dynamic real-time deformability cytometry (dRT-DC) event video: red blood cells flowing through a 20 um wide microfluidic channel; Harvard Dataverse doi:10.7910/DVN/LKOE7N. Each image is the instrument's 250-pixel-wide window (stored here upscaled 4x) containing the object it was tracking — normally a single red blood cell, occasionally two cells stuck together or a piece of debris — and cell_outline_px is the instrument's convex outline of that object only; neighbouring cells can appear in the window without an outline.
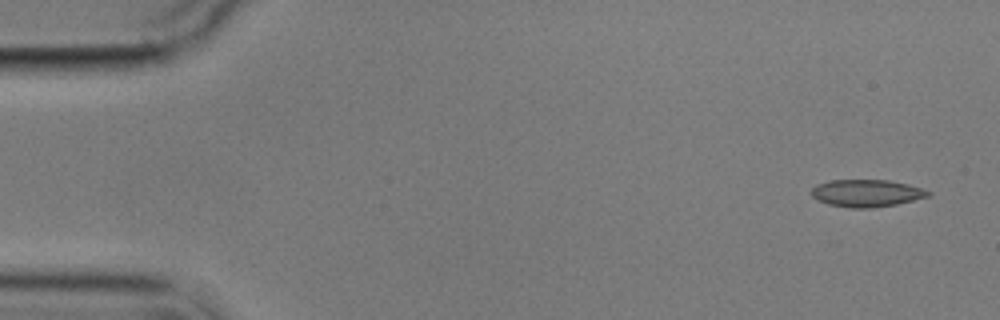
{"species": "common noctule bat (a hibernating species)", "species_latin": "Nyctalus noctula", "temperature_condition": "cold", "stored_images_in_passage": 4, "camera_frame_rate_fps": 3000, "um_per_image_px": 0.085, "animal": {"sex": "male", "body_mass_g": 17.9}, "frame": {"image": 1, "passage_image": 1, "time_ms": 0.0, "image_size_px": [1000, 320], "cell_outline_px": [[932, 196], [896, 204], [872, 208], [848, 208], [828, 204], [812, 196], [812, 188], [816, 184], [832, 180], [888, 180], [908, 184], [932, 192]], "centroid_in_image_um": [73.68, 16.42], "position_along_channel_um": 11.3, "area_um2": 18.55}}
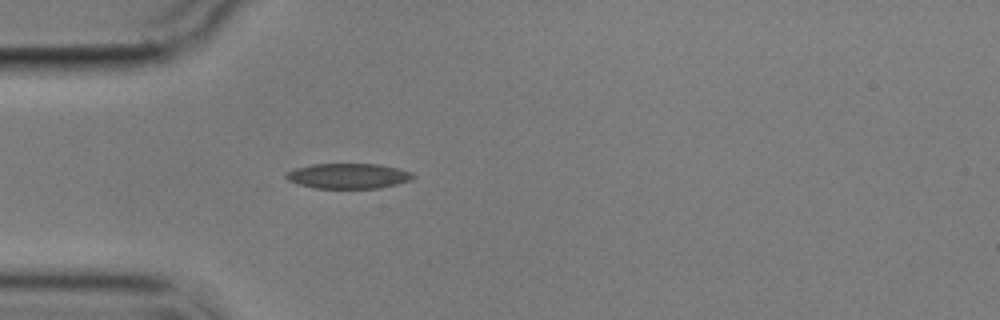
{"frame": {"image": 2, "passage_image": 4, "time_ms": 4.333, "image_size_px": [1000, 320], "cell_outline_px": [[416, 176], [412, 180], [380, 188], [316, 188], [300, 184], [288, 180], [284, 176], [292, 168], [312, 164], [380, 164], [412, 172]], "centroid_in_image_um": [29.61, 14.95], "position_along_channel_um": 55.4, "area_um2": 18.67}}